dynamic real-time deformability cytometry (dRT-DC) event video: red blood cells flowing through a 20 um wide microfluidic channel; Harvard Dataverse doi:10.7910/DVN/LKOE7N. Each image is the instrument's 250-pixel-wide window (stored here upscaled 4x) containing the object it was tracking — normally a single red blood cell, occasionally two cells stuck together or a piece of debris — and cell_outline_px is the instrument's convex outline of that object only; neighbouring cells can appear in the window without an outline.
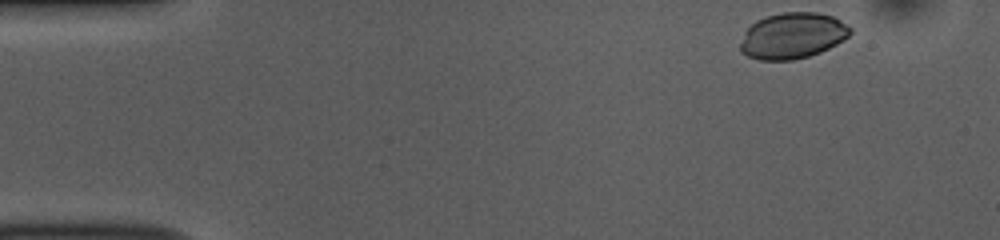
{"species": "common noctule bat (a hibernating species)", "species_latin": "Nyctalus noctula", "temperature_condition": "room temperature", "stored_images_in_passage": 49, "camera_frame_rate_fps": 3000, "um_per_image_px": 0.085, "animal": {"sex": "female", "body_mass_g": 10.0, "forearm_length_mm": 53.1}, "frame": {"image": 1, "passage_image": 1, "time_ms": 0.0, "image_size_px": [1000, 240], "cell_outline_px": [[852, 32], [848, 36], [836, 44], [820, 52], [808, 56], [792, 60], [760, 60], [748, 56], [740, 52], [740, 44], [744, 32], [756, 20], [768, 16], [784, 12], [816, 12], [832, 16], [840, 20], [852, 28]], "centroid_in_image_um": [67.36, 3.03], "position_along_channel_um": 17.6, "area_um2": 29.36}}
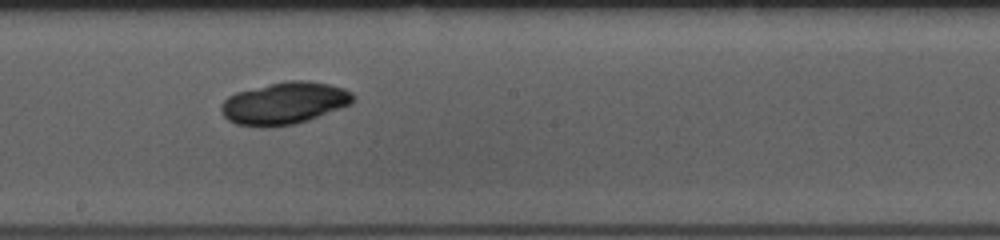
{"frame": {"image": 2, "passage_image": 25, "time_ms": 8.0, "image_size_px": [1000, 240], "cell_outline_px": [[356, 100], [352, 104], [308, 120], [296, 124], [272, 128], [260, 128], [236, 124], [228, 120], [220, 112], [220, 104], [228, 96], [236, 92], [268, 84], [288, 80], [308, 80], [328, 84], [344, 88], [352, 92], [356, 96]], "centroid_in_image_um": [24.17, 8.79], "position_along_channel_um": 224.0, "area_um2": 33.0}}
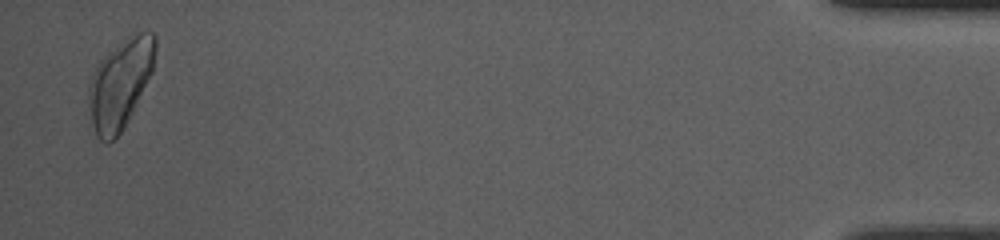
{"frame": {"image": 3, "passage_image": 48, "time_ms": 15.667, "image_size_px": [1000, 240], "cell_outline_px": [[156, 48], [152, 72], [132, 112], [120, 132], [108, 144], [100, 140], [96, 136], [92, 124], [88, 92], [88, 88], [96, 64], [108, 52], [128, 36], [140, 32], [152, 32], [156, 36]], "centroid_in_image_um": [10.22, 7.1], "position_along_channel_um": 425.0, "area_um2": 34.16}}